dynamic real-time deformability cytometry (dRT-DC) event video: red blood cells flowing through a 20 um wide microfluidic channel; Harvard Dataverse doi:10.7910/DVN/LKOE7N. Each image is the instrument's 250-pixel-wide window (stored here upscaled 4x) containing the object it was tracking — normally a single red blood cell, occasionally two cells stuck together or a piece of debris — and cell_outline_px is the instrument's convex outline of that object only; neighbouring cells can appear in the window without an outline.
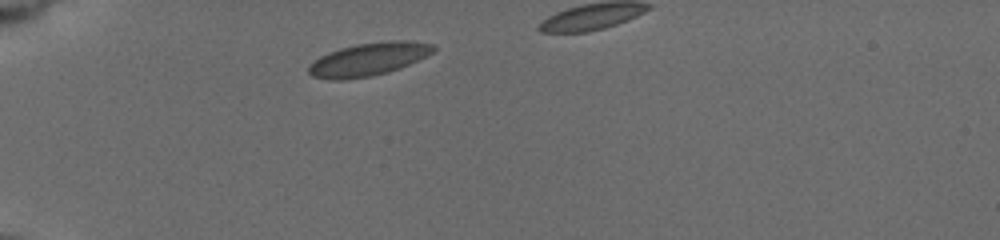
{"species": "common noctule bat (a hibernating species)", "species_latin": "Nyctalus noctula", "temperature_condition": "cold", "stored_images_in_passage": 4, "camera_frame_rate_fps": 3000, "um_per_image_px": 0.085, "animal": {"sex": "female", "body_mass_g": 19.5, "forearm_length_mm": 54.1}, "frame": {"image": 1, "passage_image": 1, "time_ms": 0.0, "image_size_px": [1000, 240], "cell_outline_px": [[436, 48], [432, 52], [408, 64], [384, 72], [368, 76], [344, 80], [332, 80], [312, 76], [308, 72], [308, 64], [320, 56], [328, 52], [340, 48], [356, 44], [392, 40], [404, 40], [436, 44]], "centroid_in_image_um": [31.27, 5.02], "position_along_channel_um": 53.7, "area_um2": 23.64}}